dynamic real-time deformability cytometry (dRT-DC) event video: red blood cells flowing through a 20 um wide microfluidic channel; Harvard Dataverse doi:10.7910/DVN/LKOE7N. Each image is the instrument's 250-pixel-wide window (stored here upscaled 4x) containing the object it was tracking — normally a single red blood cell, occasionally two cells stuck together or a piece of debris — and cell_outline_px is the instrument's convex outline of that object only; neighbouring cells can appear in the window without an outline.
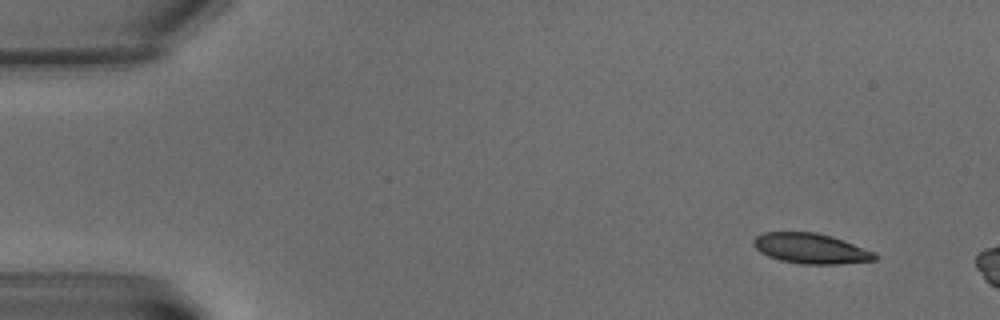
{"species": "common noctule bat (a hibernating species)", "species_latin": "Nyctalus noctula", "temperature_condition": "warm", "stored_images_in_passage": 2, "camera_frame_rate_fps": 3000, "um_per_image_px": 0.085, "animal": {"sex": "male", "body_mass_g": 15.6}, "frame": {"image": 1, "passage_image": 1, "time_ms": 0.0, "image_size_px": [1000, 320], "cell_outline_px": [[880, 256], [876, 260], [840, 264], [800, 264], [780, 260], [768, 256], [760, 252], [752, 244], [752, 240], [756, 236], [764, 232], [816, 232], [832, 236], [876, 252]], "centroid_in_image_um": [68.94, 21.12], "position_along_channel_um": 16.1, "area_um2": 21.62}}